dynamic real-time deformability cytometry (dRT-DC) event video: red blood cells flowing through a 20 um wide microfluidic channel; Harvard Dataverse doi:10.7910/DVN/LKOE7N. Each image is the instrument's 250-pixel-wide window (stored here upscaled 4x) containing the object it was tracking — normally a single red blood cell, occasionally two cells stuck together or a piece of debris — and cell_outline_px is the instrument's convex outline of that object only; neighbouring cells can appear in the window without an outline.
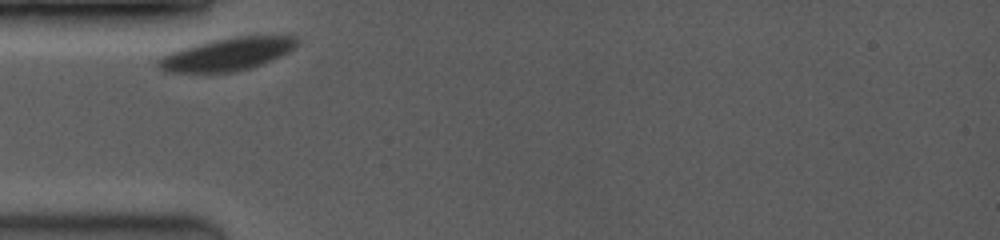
{"species": "common noctule bat (a hibernating species)", "species_latin": "Nyctalus noctula", "temperature_condition": "room temperature", "stored_images_in_passage": 2, "camera_frame_rate_fps": 3500, "um_per_image_px": 0.085, "animal": {"sex": "female", "body_mass_g": 19.0, "forearm_length_mm": 53.3}, "frame": {"image": 1, "passage_image": 1, "time_ms": 0.0, "image_size_px": [1000, 240], "cell_outline_px": [[296, 44], [288, 52], [272, 60], [252, 68], [236, 72], [164, 72], [156, 68], [156, 60], [172, 52], [184, 48], [212, 40], [236, 36], [296, 36]], "centroid_in_image_um": [19.28, 4.63], "position_along_channel_um": 65.7, "area_um2": 26.18}}